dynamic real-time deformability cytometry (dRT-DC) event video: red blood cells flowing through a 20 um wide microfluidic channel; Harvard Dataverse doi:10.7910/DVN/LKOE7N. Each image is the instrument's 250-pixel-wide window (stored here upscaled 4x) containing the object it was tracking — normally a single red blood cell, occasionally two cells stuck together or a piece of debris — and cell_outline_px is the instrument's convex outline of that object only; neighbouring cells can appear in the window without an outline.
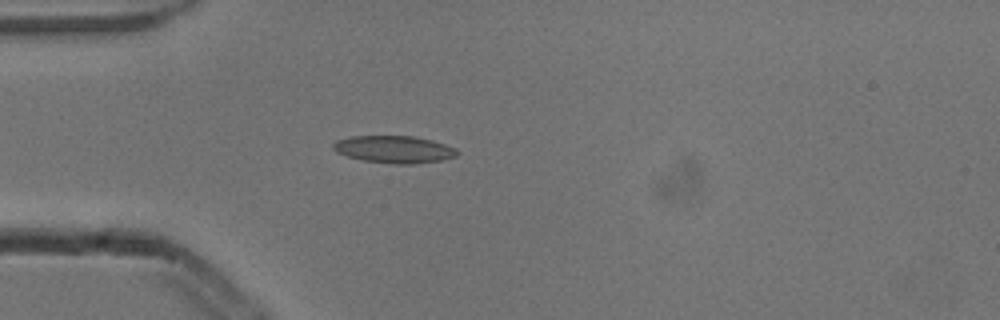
{"species": "common noctule bat (a hibernating species)", "species_latin": "Nyctalus noctula", "temperature_condition": "cold", "stored_images_in_passage": 4, "camera_frame_rate_fps": 3000, "um_per_image_px": 0.085, "animal": {"sex": "male", "body_mass_g": 13.3}, "frame": {"image": 1, "passage_image": 4, "time_ms": 1.0, "image_size_px": [1000, 320], "cell_outline_px": [[460, 152], [456, 156], [440, 160], [412, 164], [396, 164], [364, 160], [348, 156], [336, 152], [332, 148], [332, 144], [336, 140], [352, 136], [412, 136], [432, 140], [456, 148]], "centroid_in_image_um": [33.5, 12.69], "position_along_channel_um": 51.5, "area_um2": 19.59}}